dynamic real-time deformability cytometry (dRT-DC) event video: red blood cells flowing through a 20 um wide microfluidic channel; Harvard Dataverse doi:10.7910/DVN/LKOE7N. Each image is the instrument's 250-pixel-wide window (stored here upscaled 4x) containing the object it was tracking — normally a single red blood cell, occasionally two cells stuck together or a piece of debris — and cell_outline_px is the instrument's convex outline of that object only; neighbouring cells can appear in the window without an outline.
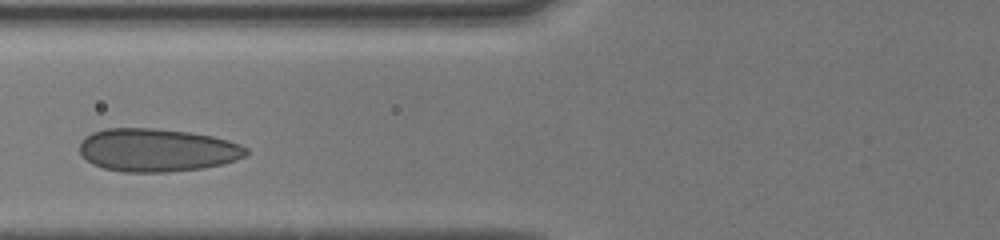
{"species": "human", "species_latin": "Homo sapiens", "temperature_condition": "cold", "stored_images_in_passage": 14, "camera_frame_rate_fps": 3000, "um_per_image_px": 0.085, "donor": {"sex": "male"}, "frame": {"image": 1, "passage_image": 6, "time_ms": 2.333, "image_size_px": [1000, 240], "cell_outline_px": [[248, 156], [236, 160], [204, 168], [168, 172], [124, 172], [104, 168], [92, 164], [80, 152], [80, 144], [84, 136], [92, 132], [104, 128], [152, 128], [188, 132], [212, 136], [228, 140], [240, 144], [248, 148]], "centroid_in_image_um": [13.36, 12.75], "position_along_channel_um": 112.4, "area_um2": 41.96}}
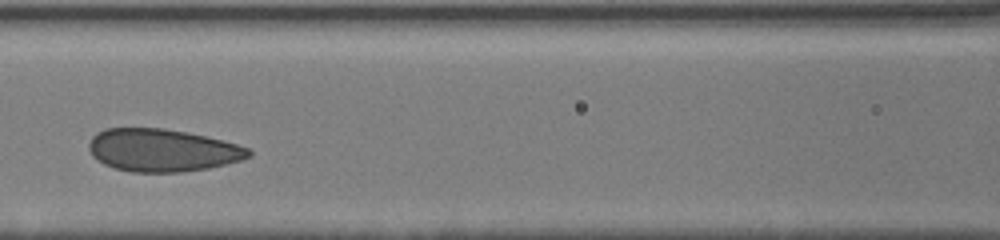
{"frame": {"image": 2, "passage_image": 10, "time_ms": 3.333, "image_size_px": [1000, 240], "cell_outline_px": [[252, 156], [244, 160], [208, 168], [180, 172], [132, 172], [116, 168], [104, 164], [96, 160], [92, 156], [88, 148], [88, 144], [92, 136], [96, 132], [104, 128], [164, 128], [188, 132], [236, 144], [248, 148], [252, 152]], "centroid_in_image_um": [13.77, 12.77], "position_along_channel_um": 152.8, "area_um2": 39.88}}
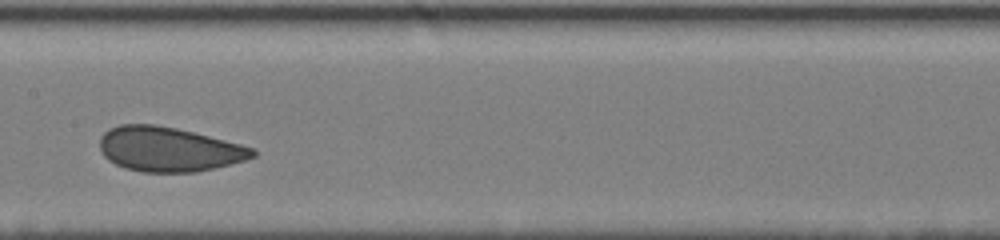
{"frame": {"image": 3, "passage_image": 13, "time_ms": 4.333, "image_size_px": [1000, 240], "cell_outline_px": [[256, 156], [244, 160], [196, 172], [144, 172], [124, 168], [108, 160], [104, 156], [100, 148], [100, 136], [108, 128], [120, 124], [156, 124], [176, 128], [256, 148]], "centroid_in_image_um": [14.31, 12.68], "position_along_channel_um": 193.1, "area_um2": 39.59}}